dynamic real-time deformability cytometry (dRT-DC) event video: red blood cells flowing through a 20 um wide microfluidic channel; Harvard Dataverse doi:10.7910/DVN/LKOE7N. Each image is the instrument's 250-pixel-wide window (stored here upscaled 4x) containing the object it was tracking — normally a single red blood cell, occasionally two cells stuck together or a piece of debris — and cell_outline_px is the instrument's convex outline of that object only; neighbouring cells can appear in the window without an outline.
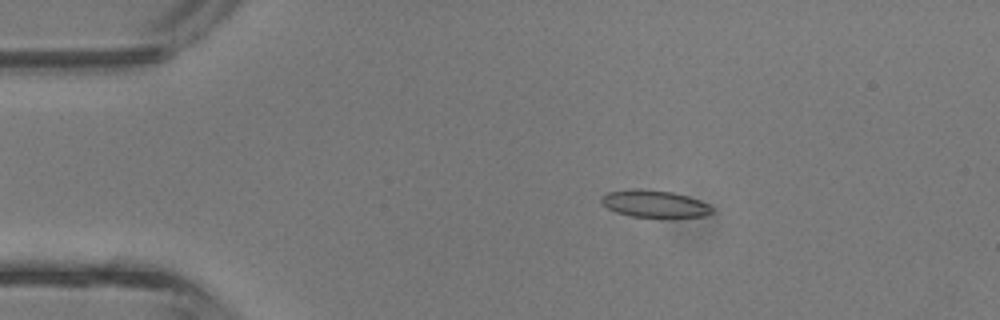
{"species": "common noctule bat (a hibernating species)", "species_latin": "Nyctalus noctula", "temperature_condition": "room temperature", "stored_images_in_passage": 2, "camera_frame_rate_fps": 3000, "um_per_image_px": 0.085, "animal": {"sex": "male", "body_mass_g": 13.3}, "frame": {"image": 1, "passage_image": 1, "time_ms": 0.0, "image_size_px": [1000, 320], "cell_outline_px": [[712, 212], [704, 216], [632, 216], [616, 212], [608, 208], [600, 200], [600, 196], [608, 192], [636, 188], [640, 188], [672, 192], [688, 196], [700, 200], [708, 204], [712, 208]], "centroid_in_image_um": [55.6, 17.29], "position_along_channel_um": 29.4, "area_um2": 17.17}}